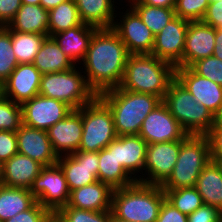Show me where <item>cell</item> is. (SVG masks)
Segmentation results:
<instances>
[{"label": "cell", "mask_w": 222, "mask_h": 222, "mask_svg": "<svg viewBox=\"0 0 222 222\" xmlns=\"http://www.w3.org/2000/svg\"><path fill=\"white\" fill-rule=\"evenodd\" d=\"M70 192L98 181L99 152L76 151L58 158Z\"/></svg>", "instance_id": "obj_14"}, {"label": "cell", "mask_w": 222, "mask_h": 222, "mask_svg": "<svg viewBox=\"0 0 222 222\" xmlns=\"http://www.w3.org/2000/svg\"><path fill=\"white\" fill-rule=\"evenodd\" d=\"M130 53L112 28H99L91 37L82 66L88 86L100 93L119 87Z\"/></svg>", "instance_id": "obj_1"}, {"label": "cell", "mask_w": 222, "mask_h": 222, "mask_svg": "<svg viewBox=\"0 0 222 222\" xmlns=\"http://www.w3.org/2000/svg\"><path fill=\"white\" fill-rule=\"evenodd\" d=\"M190 68L199 76L222 86V60L214 55L196 61Z\"/></svg>", "instance_id": "obj_39"}, {"label": "cell", "mask_w": 222, "mask_h": 222, "mask_svg": "<svg viewBox=\"0 0 222 222\" xmlns=\"http://www.w3.org/2000/svg\"><path fill=\"white\" fill-rule=\"evenodd\" d=\"M36 198L30 189L0 185V220L6 221L16 214L30 209Z\"/></svg>", "instance_id": "obj_30"}, {"label": "cell", "mask_w": 222, "mask_h": 222, "mask_svg": "<svg viewBox=\"0 0 222 222\" xmlns=\"http://www.w3.org/2000/svg\"><path fill=\"white\" fill-rule=\"evenodd\" d=\"M48 24L49 12L40 4H22L6 27L23 33L49 34Z\"/></svg>", "instance_id": "obj_27"}, {"label": "cell", "mask_w": 222, "mask_h": 222, "mask_svg": "<svg viewBox=\"0 0 222 222\" xmlns=\"http://www.w3.org/2000/svg\"><path fill=\"white\" fill-rule=\"evenodd\" d=\"M176 67L152 54H130L120 88L148 93L163 100L170 83L175 79Z\"/></svg>", "instance_id": "obj_2"}, {"label": "cell", "mask_w": 222, "mask_h": 222, "mask_svg": "<svg viewBox=\"0 0 222 222\" xmlns=\"http://www.w3.org/2000/svg\"><path fill=\"white\" fill-rule=\"evenodd\" d=\"M18 152L16 132L0 130V161L9 160Z\"/></svg>", "instance_id": "obj_41"}, {"label": "cell", "mask_w": 222, "mask_h": 222, "mask_svg": "<svg viewBox=\"0 0 222 222\" xmlns=\"http://www.w3.org/2000/svg\"><path fill=\"white\" fill-rule=\"evenodd\" d=\"M21 5V0H0V26H7Z\"/></svg>", "instance_id": "obj_45"}, {"label": "cell", "mask_w": 222, "mask_h": 222, "mask_svg": "<svg viewBox=\"0 0 222 222\" xmlns=\"http://www.w3.org/2000/svg\"><path fill=\"white\" fill-rule=\"evenodd\" d=\"M47 36L49 34L23 33L11 30L12 49L18 64L33 63Z\"/></svg>", "instance_id": "obj_32"}, {"label": "cell", "mask_w": 222, "mask_h": 222, "mask_svg": "<svg viewBox=\"0 0 222 222\" xmlns=\"http://www.w3.org/2000/svg\"><path fill=\"white\" fill-rule=\"evenodd\" d=\"M215 47V28L202 21L189 22L182 67H191L196 61L213 55Z\"/></svg>", "instance_id": "obj_20"}, {"label": "cell", "mask_w": 222, "mask_h": 222, "mask_svg": "<svg viewBox=\"0 0 222 222\" xmlns=\"http://www.w3.org/2000/svg\"><path fill=\"white\" fill-rule=\"evenodd\" d=\"M42 73L32 64H18L3 83L4 97L22 105L39 94Z\"/></svg>", "instance_id": "obj_18"}, {"label": "cell", "mask_w": 222, "mask_h": 222, "mask_svg": "<svg viewBox=\"0 0 222 222\" xmlns=\"http://www.w3.org/2000/svg\"><path fill=\"white\" fill-rule=\"evenodd\" d=\"M82 122L79 151L99 152L118 136L110 108L98 96L82 107Z\"/></svg>", "instance_id": "obj_8"}, {"label": "cell", "mask_w": 222, "mask_h": 222, "mask_svg": "<svg viewBox=\"0 0 222 222\" xmlns=\"http://www.w3.org/2000/svg\"><path fill=\"white\" fill-rule=\"evenodd\" d=\"M162 102L188 135H206L213 126L214 115L175 78Z\"/></svg>", "instance_id": "obj_5"}, {"label": "cell", "mask_w": 222, "mask_h": 222, "mask_svg": "<svg viewBox=\"0 0 222 222\" xmlns=\"http://www.w3.org/2000/svg\"><path fill=\"white\" fill-rule=\"evenodd\" d=\"M46 222H62V221L58 218V216H57L55 213H53V214L48 218V220H47Z\"/></svg>", "instance_id": "obj_52"}, {"label": "cell", "mask_w": 222, "mask_h": 222, "mask_svg": "<svg viewBox=\"0 0 222 222\" xmlns=\"http://www.w3.org/2000/svg\"><path fill=\"white\" fill-rule=\"evenodd\" d=\"M18 65L12 49L11 30L0 26V81L4 83Z\"/></svg>", "instance_id": "obj_35"}, {"label": "cell", "mask_w": 222, "mask_h": 222, "mask_svg": "<svg viewBox=\"0 0 222 222\" xmlns=\"http://www.w3.org/2000/svg\"><path fill=\"white\" fill-rule=\"evenodd\" d=\"M130 7V8H129ZM126 11L116 13L112 29L118 34L130 54H151L155 35L143 23L138 13L129 6ZM117 20V21H116ZM119 21V22H118Z\"/></svg>", "instance_id": "obj_10"}, {"label": "cell", "mask_w": 222, "mask_h": 222, "mask_svg": "<svg viewBox=\"0 0 222 222\" xmlns=\"http://www.w3.org/2000/svg\"><path fill=\"white\" fill-rule=\"evenodd\" d=\"M30 192L43 207L56 213L68 205L70 190L58 164L44 166L33 182Z\"/></svg>", "instance_id": "obj_9"}, {"label": "cell", "mask_w": 222, "mask_h": 222, "mask_svg": "<svg viewBox=\"0 0 222 222\" xmlns=\"http://www.w3.org/2000/svg\"><path fill=\"white\" fill-rule=\"evenodd\" d=\"M175 78L213 115L222 104V86L196 74L190 67H176Z\"/></svg>", "instance_id": "obj_17"}, {"label": "cell", "mask_w": 222, "mask_h": 222, "mask_svg": "<svg viewBox=\"0 0 222 222\" xmlns=\"http://www.w3.org/2000/svg\"><path fill=\"white\" fill-rule=\"evenodd\" d=\"M23 124L22 107L11 99H0V130L16 132Z\"/></svg>", "instance_id": "obj_37"}, {"label": "cell", "mask_w": 222, "mask_h": 222, "mask_svg": "<svg viewBox=\"0 0 222 222\" xmlns=\"http://www.w3.org/2000/svg\"><path fill=\"white\" fill-rule=\"evenodd\" d=\"M18 153L26 155L43 166L57 164L55 153L46 130L36 129L24 124L16 131Z\"/></svg>", "instance_id": "obj_19"}, {"label": "cell", "mask_w": 222, "mask_h": 222, "mask_svg": "<svg viewBox=\"0 0 222 222\" xmlns=\"http://www.w3.org/2000/svg\"><path fill=\"white\" fill-rule=\"evenodd\" d=\"M42 74L62 72L76 65L60 50L53 37L47 36L32 63Z\"/></svg>", "instance_id": "obj_29"}, {"label": "cell", "mask_w": 222, "mask_h": 222, "mask_svg": "<svg viewBox=\"0 0 222 222\" xmlns=\"http://www.w3.org/2000/svg\"><path fill=\"white\" fill-rule=\"evenodd\" d=\"M98 181L107 184L113 190L136 182L115 158V139L99 151Z\"/></svg>", "instance_id": "obj_25"}, {"label": "cell", "mask_w": 222, "mask_h": 222, "mask_svg": "<svg viewBox=\"0 0 222 222\" xmlns=\"http://www.w3.org/2000/svg\"><path fill=\"white\" fill-rule=\"evenodd\" d=\"M46 131L58 157L75 153L82 139V107L73 109L63 120Z\"/></svg>", "instance_id": "obj_16"}, {"label": "cell", "mask_w": 222, "mask_h": 222, "mask_svg": "<svg viewBox=\"0 0 222 222\" xmlns=\"http://www.w3.org/2000/svg\"><path fill=\"white\" fill-rule=\"evenodd\" d=\"M98 28L82 23L76 27L59 32L52 37L59 45L60 50L65 53L75 65H79L84 60L87 49Z\"/></svg>", "instance_id": "obj_24"}, {"label": "cell", "mask_w": 222, "mask_h": 222, "mask_svg": "<svg viewBox=\"0 0 222 222\" xmlns=\"http://www.w3.org/2000/svg\"><path fill=\"white\" fill-rule=\"evenodd\" d=\"M62 222H111L112 212L63 206L55 213Z\"/></svg>", "instance_id": "obj_36"}, {"label": "cell", "mask_w": 222, "mask_h": 222, "mask_svg": "<svg viewBox=\"0 0 222 222\" xmlns=\"http://www.w3.org/2000/svg\"><path fill=\"white\" fill-rule=\"evenodd\" d=\"M203 203L222 213V172L216 162H210L201 171L195 186Z\"/></svg>", "instance_id": "obj_28"}, {"label": "cell", "mask_w": 222, "mask_h": 222, "mask_svg": "<svg viewBox=\"0 0 222 222\" xmlns=\"http://www.w3.org/2000/svg\"><path fill=\"white\" fill-rule=\"evenodd\" d=\"M209 3V0H176L175 14L189 22L201 21Z\"/></svg>", "instance_id": "obj_38"}, {"label": "cell", "mask_w": 222, "mask_h": 222, "mask_svg": "<svg viewBox=\"0 0 222 222\" xmlns=\"http://www.w3.org/2000/svg\"><path fill=\"white\" fill-rule=\"evenodd\" d=\"M81 21L96 28H112L117 12L115 0H74ZM116 7V8H115Z\"/></svg>", "instance_id": "obj_26"}, {"label": "cell", "mask_w": 222, "mask_h": 222, "mask_svg": "<svg viewBox=\"0 0 222 222\" xmlns=\"http://www.w3.org/2000/svg\"><path fill=\"white\" fill-rule=\"evenodd\" d=\"M212 128H220L222 129V104L219 107L218 111L214 115V123Z\"/></svg>", "instance_id": "obj_50"}, {"label": "cell", "mask_w": 222, "mask_h": 222, "mask_svg": "<svg viewBox=\"0 0 222 222\" xmlns=\"http://www.w3.org/2000/svg\"><path fill=\"white\" fill-rule=\"evenodd\" d=\"M180 148L181 140L148 144L143 183L161 186L171 175Z\"/></svg>", "instance_id": "obj_11"}, {"label": "cell", "mask_w": 222, "mask_h": 222, "mask_svg": "<svg viewBox=\"0 0 222 222\" xmlns=\"http://www.w3.org/2000/svg\"><path fill=\"white\" fill-rule=\"evenodd\" d=\"M211 160L216 162V164L220 167L222 172V158H211Z\"/></svg>", "instance_id": "obj_53"}, {"label": "cell", "mask_w": 222, "mask_h": 222, "mask_svg": "<svg viewBox=\"0 0 222 222\" xmlns=\"http://www.w3.org/2000/svg\"><path fill=\"white\" fill-rule=\"evenodd\" d=\"M126 1V7L131 6L155 36L176 17L174 8L149 6L139 0Z\"/></svg>", "instance_id": "obj_31"}, {"label": "cell", "mask_w": 222, "mask_h": 222, "mask_svg": "<svg viewBox=\"0 0 222 222\" xmlns=\"http://www.w3.org/2000/svg\"><path fill=\"white\" fill-rule=\"evenodd\" d=\"M3 83L0 81V99L3 97Z\"/></svg>", "instance_id": "obj_56"}, {"label": "cell", "mask_w": 222, "mask_h": 222, "mask_svg": "<svg viewBox=\"0 0 222 222\" xmlns=\"http://www.w3.org/2000/svg\"><path fill=\"white\" fill-rule=\"evenodd\" d=\"M22 4H28V5H39L40 0H21Z\"/></svg>", "instance_id": "obj_51"}, {"label": "cell", "mask_w": 222, "mask_h": 222, "mask_svg": "<svg viewBox=\"0 0 222 222\" xmlns=\"http://www.w3.org/2000/svg\"><path fill=\"white\" fill-rule=\"evenodd\" d=\"M44 166L32 158L16 153L3 163L1 184L30 189Z\"/></svg>", "instance_id": "obj_22"}, {"label": "cell", "mask_w": 222, "mask_h": 222, "mask_svg": "<svg viewBox=\"0 0 222 222\" xmlns=\"http://www.w3.org/2000/svg\"><path fill=\"white\" fill-rule=\"evenodd\" d=\"M188 222H222V213L210 205L203 204L188 215Z\"/></svg>", "instance_id": "obj_42"}, {"label": "cell", "mask_w": 222, "mask_h": 222, "mask_svg": "<svg viewBox=\"0 0 222 222\" xmlns=\"http://www.w3.org/2000/svg\"><path fill=\"white\" fill-rule=\"evenodd\" d=\"M189 21L180 17L172 19L156 36L151 52L157 58L175 67H182V56Z\"/></svg>", "instance_id": "obj_15"}, {"label": "cell", "mask_w": 222, "mask_h": 222, "mask_svg": "<svg viewBox=\"0 0 222 222\" xmlns=\"http://www.w3.org/2000/svg\"><path fill=\"white\" fill-rule=\"evenodd\" d=\"M113 189L107 184L96 181L70 192L69 207L93 210H111Z\"/></svg>", "instance_id": "obj_23"}, {"label": "cell", "mask_w": 222, "mask_h": 222, "mask_svg": "<svg viewBox=\"0 0 222 222\" xmlns=\"http://www.w3.org/2000/svg\"><path fill=\"white\" fill-rule=\"evenodd\" d=\"M142 4L163 8H175L176 0H139Z\"/></svg>", "instance_id": "obj_47"}, {"label": "cell", "mask_w": 222, "mask_h": 222, "mask_svg": "<svg viewBox=\"0 0 222 222\" xmlns=\"http://www.w3.org/2000/svg\"><path fill=\"white\" fill-rule=\"evenodd\" d=\"M79 70L76 65L66 71L42 74L39 94L63 101L73 109L83 107L97 95L88 86L83 70Z\"/></svg>", "instance_id": "obj_7"}, {"label": "cell", "mask_w": 222, "mask_h": 222, "mask_svg": "<svg viewBox=\"0 0 222 222\" xmlns=\"http://www.w3.org/2000/svg\"><path fill=\"white\" fill-rule=\"evenodd\" d=\"M147 146L139 135H122L115 139V158L136 181L142 183Z\"/></svg>", "instance_id": "obj_21"}, {"label": "cell", "mask_w": 222, "mask_h": 222, "mask_svg": "<svg viewBox=\"0 0 222 222\" xmlns=\"http://www.w3.org/2000/svg\"><path fill=\"white\" fill-rule=\"evenodd\" d=\"M148 144L183 140L188 134L161 102L144 119L139 134Z\"/></svg>", "instance_id": "obj_13"}, {"label": "cell", "mask_w": 222, "mask_h": 222, "mask_svg": "<svg viewBox=\"0 0 222 222\" xmlns=\"http://www.w3.org/2000/svg\"><path fill=\"white\" fill-rule=\"evenodd\" d=\"M156 222H188V215L181 213L165 199Z\"/></svg>", "instance_id": "obj_44"}, {"label": "cell", "mask_w": 222, "mask_h": 222, "mask_svg": "<svg viewBox=\"0 0 222 222\" xmlns=\"http://www.w3.org/2000/svg\"><path fill=\"white\" fill-rule=\"evenodd\" d=\"M65 1L67 0H40V5L49 11Z\"/></svg>", "instance_id": "obj_49"}, {"label": "cell", "mask_w": 222, "mask_h": 222, "mask_svg": "<svg viewBox=\"0 0 222 222\" xmlns=\"http://www.w3.org/2000/svg\"><path fill=\"white\" fill-rule=\"evenodd\" d=\"M23 124L47 130L63 120L73 108L67 103L38 94L22 105Z\"/></svg>", "instance_id": "obj_12"}, {"label": "cell", "mask_w": 222, "mask_h": 222, "mask_svg": "<svg viewBox=\"0 0 222 222\" xmlns=\"http://www.w3.org/2000/svg\"><path fill=\"white\" fill-rule=\"evenodd\" d=\"M165 199L161 186L136 181L113 191L111 212L129 222H156Z\"/></svg>", "instance_id": "obj_4"}, {"label": "cell", "mask_w": 222, "mask_h": 222, "mask_svg": "<svg viewBox=\"0 0 222 222\" xmlns=\"http://www.w3.org/2000/svg\"><path fill=\"white\" fill-rule=\"evenodd\" d=\"M162 190L165 193L166 200L186 215L193 213L204 204L196 187Z\"/></svg>", "instance_id": "obj_34"}, {"label": "cell", "mask_w": 222, "mask_h": 222, "mask_svg": "<svg viewBox=\"0 0 222 222\" xmlns=\"http://www.w3.org/2000/svg\"><path fill=\"white\" fill-rule=\"evenodd\" d=\"M206 136L210 144V158H222V129L211 128Z\"/></svg>", "instance_id": "obj_46"}, {"label": "cell", "mask_w": 222, "mask_h": 222, "mask_svg": "<svg viewBox=\"0 0 222 222\" xmlns=\"http://www.w3.org/2000/svg\"><path fill=\"white\" fill-rule=\"evenodd\" d=\"M111 222H129V221H125V220L116 218V217H114V216L112 215V217H111Z\"/></svg>", "instance_id": "obj_54"}, {"label": "cell", "mask_w": 222, "mask_h": 222, "mask_svg": "<svg viewBox=\"0 0 222 222\" xmlns=\"http://www.w3.org/2000/svg\"><path fill=\"white\" fill-rule=\"evenodd\" d=\"M53 213L36 202L30 209L16 214L4 222H46Z\"/></svg>", "instance_id": "obj_40"}, {"label": "cell", "mask_w": 222, "mask_h": 222, "mask_svg": "<svg viewBox=\"0 0 222 222\" xmlns=\"http://www.w3.org/2000/svg\"><path fill=\"white\" fill-rule=\"evenodd\" d=\"M2 174H3V163L0 161V185L2 182Z\"/></svg>", "instance_id": "obj_55"}, {"label": "cell", "mask_w": 222, "mask_h": 222, "mask_svg": "<svg viewBox=\"0 0 222 222\" xmlns=\"http://www.w3.org/2000/svg\"><path fill=\"white\" fill-rule=\"evenodd\" d=\"M213 55L222 60V30L215 29V47Z\"/></svg>", "instance_id": "obj_48"}, {"label": "cell", "mask_w": 222, "mask_h": 222, "mask_svg": "<svg viewBox=\"0 0 222 222\" xmlns=\"http://www.w3.org/2000/svg\"><path fill=\"white\" fill-rule=\"evenodd\" d=\"M210 144L206 135H187L181 140L177 162L162 189L195 187L197 179L210 162Z\"/></svg>", "instance_id": "obj_6"}, {"label": "cell", "mask_w": 222, "mask_h": 222, "mask_svg": "<svg viewBox=\"0 0 222 222\" xmlns=\"http://www.w3.org/2000/svg\"><path fill=\"white\" fill-rule=\"evenodd\" d=\"M97 96L110 108L118 136L138 135L146 116L162 102L155 95L120 87L106 90Z\"/></svg>", "instance_id": "obj_3"}, {"label": "cell", "mask_w": 222, "mask_h": 222, "mask_svg": "<svg viewBox=\"0 0 222 222\" xmlns=\"http://www.w3.org/2000/svg\"><path fill=\"white\" fill-rule=\"evenodd\" d=\"M48 12V29L49 36L51 37L59 32L76 27L83 23L74 0L62 2Z\"/></svg>", "instance_id": "obj_33"}, {"label": "cell", "mask_w": 222, "mask_h": 222, "mask_svg": "<svg viewBox=\"0 0 222 222\" xmlns=\"http://www.w3.org/2000/svg\"><path fill=\"white\" fill-rule=\"evenodd\" d=\"M201 21L215 29L222 30V0L210 2Z\"/></svg>", "instance_id": "obj_43"}]
</instances>
